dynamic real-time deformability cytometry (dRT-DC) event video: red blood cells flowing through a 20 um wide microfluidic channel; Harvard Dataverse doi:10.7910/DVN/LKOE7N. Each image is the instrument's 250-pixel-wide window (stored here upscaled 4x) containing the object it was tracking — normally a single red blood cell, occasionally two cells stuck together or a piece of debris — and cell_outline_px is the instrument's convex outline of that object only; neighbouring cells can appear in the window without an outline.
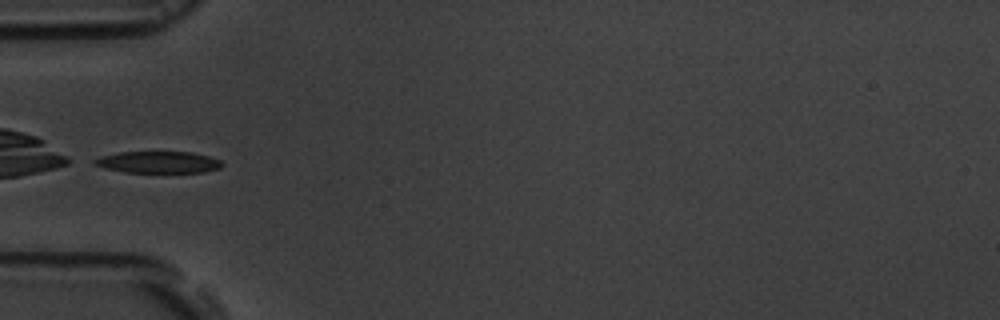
{"species": "common noctule bat (a hibernating species)", "species_latin": "Nyctalus noctula", "temperature_condition": "room temperature", "stored_images_in_passage": 12, "camera_frame_rate_fps": 3000, "um_per_image_px": 0.085, "animal": {"sex": "male", "body_mass_g": 19.5, "forearm_length_mm": 54.6}, "frame": {"image": 1, "passage_image": 1, "time_ms": 0.0, "image_size_px": [1000, 320], "cell_outline_px": [[224, 164], [220, 168], [204, 172], [124, 172], [104, 168], [92, 164], [92, 160], [100, 156], [120, 152], [192, 152], [208, 156], [220, 160]], "centroid_in_image_um": [13.43, 13.78], "position_along_channel_um": 71.6, "area_um2": 16.18}}
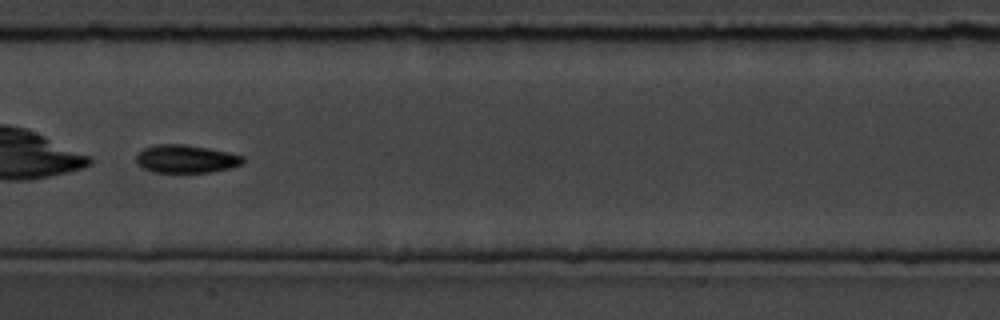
{"frame": {"image": 2, "passage_image": 4, "time_ms": 3.333, "image_size_px": [1000, 320], "cell_outline_px": [[244, 164], [212, 172], [152, 172], [144, 168], [136, 160], [136, 156], [144, 148], [156, 144], [184, 144], [208, 148], [228, 152], [244, 156]], "centroid_in_image_um": [15.84, 13.5], "position_along_channel_um": 191.6, "area_um2": 17.34}, "authors_computed_cell_mechanics": {"area_um2": 17.1666, "velocity_mm_per_s": 3.5956, "shape_relaxation_time_tau1_ms": 2.4908, "shape_relaxation_time_tau2_ms": 2.7436, "deformation_change_tau1": 0.0949, "deformation_change_tau2": 0.0824}}